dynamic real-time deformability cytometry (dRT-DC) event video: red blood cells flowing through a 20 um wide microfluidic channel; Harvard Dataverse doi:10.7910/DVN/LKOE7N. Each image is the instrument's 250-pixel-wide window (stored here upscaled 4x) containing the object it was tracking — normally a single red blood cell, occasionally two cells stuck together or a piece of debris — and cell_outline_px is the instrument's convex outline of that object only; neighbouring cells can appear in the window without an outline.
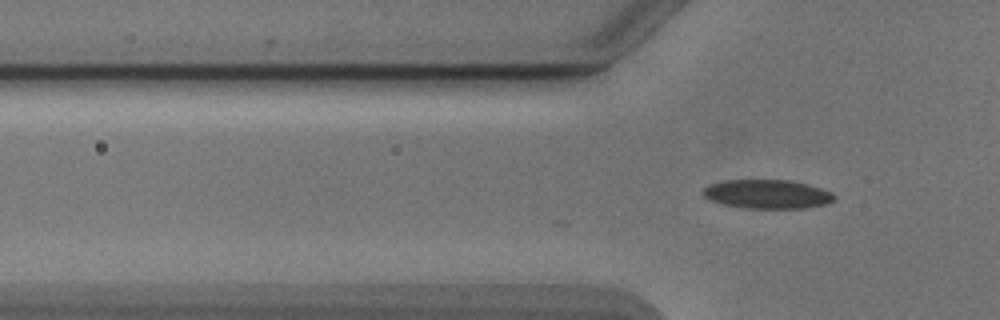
{"species": "Egyptian fruit bat (a non-hibernating species)", "species_latin": "Rousettus aegyptiacus", "temperature_condition": "cold", "stored_images_in_passage": 3, "camera_frame_rate_fps": 3000, "um_per_image_px": 0.085, "animal": {"sex": "male"}, "frame": {"image": 1, "passage_image": 3, "time_ms": 0.667, "image_size_px": [1000, 320], "cell_outline_px": [[836, 196], [828, 204], [804, 208], [740, 208], [708, 200], [700, 192], [704, 188], [712, 184], [724, 180], [788, 180], [808, 184], [832, 192]], "centroid_in_image_um": [65.2, 16.5], "position_along_channel_um": 60.6, "area_um2": 22.2}}